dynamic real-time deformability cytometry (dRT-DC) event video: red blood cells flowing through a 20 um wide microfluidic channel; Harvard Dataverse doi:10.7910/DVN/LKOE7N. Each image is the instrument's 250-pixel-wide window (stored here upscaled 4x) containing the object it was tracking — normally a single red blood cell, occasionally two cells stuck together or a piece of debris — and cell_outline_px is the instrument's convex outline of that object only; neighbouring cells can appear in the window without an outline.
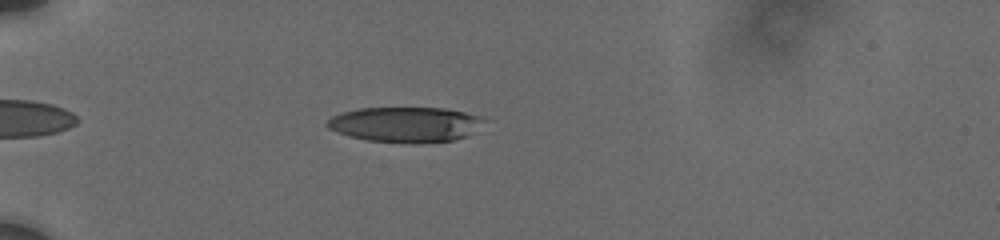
{"species": "human", "species_latin": "Homo sapiens", "temperature_condition": "cold", "stored_images_in_passage": 46, "camera_frame_rate_fps": 3000, "um_per_image_px": 0.085, "donor": {"sex": "male"}, "frame": {"image": 1, "passage_image": 6, "time_ms": 1.667, "image_size_px": [1000, 240], "cell_outline_px": [[484, 120], [468, 136], [452, 140], [420, 144], [416, 144], [368, 140], [348, 136], [336, 132], [328, 128], [324, 124], [332, 116], [344, 112], [360, 108], [444, 108], [484, 116]], "centroid_in_image_um": [34.44, 10.59], "position_along_channel_um": 50.6, "area_um2": 32.25}}
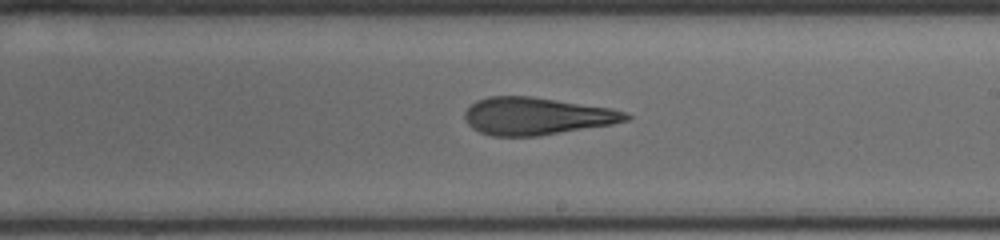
{"frame": {"image": 2, "passage_image": 21, "time_ms": 7.667, "image_size_px": [1000, 240], "cell_outline_px": [[632, 116], [628, 120], [612, 124], [540, 136], [492, 136], [480, 132], [472, 128], [468, 124], [464, 116], [464, 112], [476, 100], [488, 96], [532, 96], [608, 108], [624, 112]], "centroid_in_image_um": [45.57, 9.87], "position_along_channel_um": 243.4, "area_um2": 35.03}}
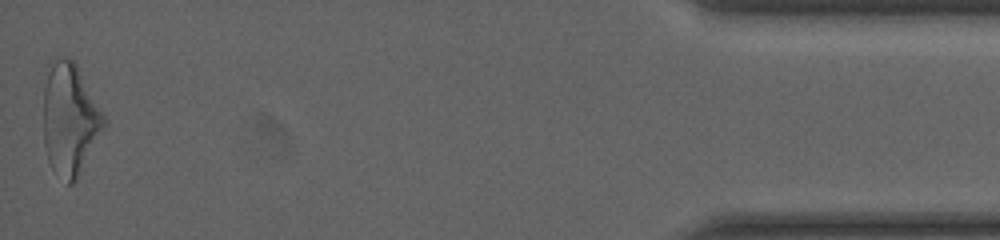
{"frame": {"image": 3, "passage_image": 45, "time_ms": 14.667, "image_size_px": [1000, 240], "cell_outline_px": [[108, 120], [104, 128], [76, 180], [72, 184], [68, 184], [52, 168], [48, 160], [44, 144], [44, 88], [48, 72], [52, 64], [60, 56], [64, 56], [72, 60], [76, 64], [104, 112]], "centroid_in_image_um": [5.96, 10.14], "position_along_channel_um": 429.2, "area_um2": 39.13}, "authors_computed_cell_mechanics": {"area_um2": 35.4025, "velocity_mm_per_s": 3.7347, "shape_relaxation_time_tau1_ms": 6.5818, "shape_relaxation_time_tau2_ms": 2.9431, "deformation_change_tau1": 0.2003, "deformation_change_tau2": 0.1438}}